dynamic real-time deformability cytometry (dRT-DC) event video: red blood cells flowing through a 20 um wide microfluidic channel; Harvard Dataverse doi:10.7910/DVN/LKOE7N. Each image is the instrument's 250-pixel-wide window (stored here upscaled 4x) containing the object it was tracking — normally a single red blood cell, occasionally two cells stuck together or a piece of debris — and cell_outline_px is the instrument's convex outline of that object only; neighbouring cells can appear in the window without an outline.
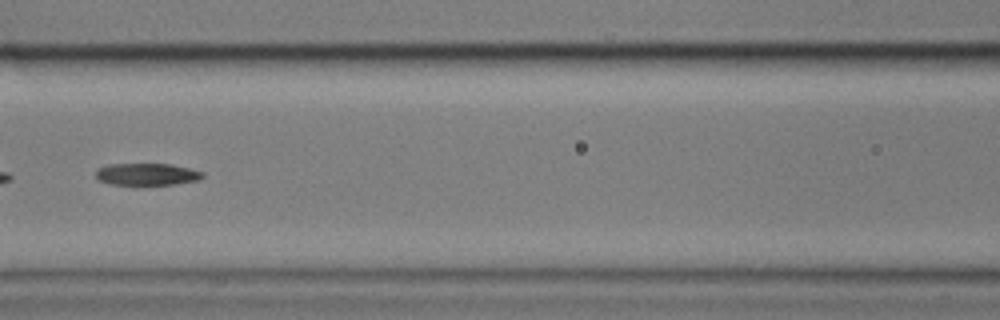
{"species": "common noctule bat (a hibernating species)", "species_latin": "Nyctalus noctula", "temperature_condition": "cold", "stored_images_in_passage": 9, "segment_of_instrument_passage": [2, 2], "camera_frame_rate_fps": 3000, "um_per_image_px": 0.085, "animal": {"sex": "male", "body_mass_g": 17.9}, "frame": {"image": 1, "passage_image": 6, "time_ms": 6.667, "image_size_px": [1000, 320], "cell_outline_px": [[204, 176], [200, 180], [176, 184], [112, 184], [100, 180], [96, 176], [96, 172], [100, 168], [108, 164], [172, 164], [204, 172]], "centroid_in_image_um": [12.55, 14.8], "position_along_channel_um": 154.1, "area_um2": 13.53}}